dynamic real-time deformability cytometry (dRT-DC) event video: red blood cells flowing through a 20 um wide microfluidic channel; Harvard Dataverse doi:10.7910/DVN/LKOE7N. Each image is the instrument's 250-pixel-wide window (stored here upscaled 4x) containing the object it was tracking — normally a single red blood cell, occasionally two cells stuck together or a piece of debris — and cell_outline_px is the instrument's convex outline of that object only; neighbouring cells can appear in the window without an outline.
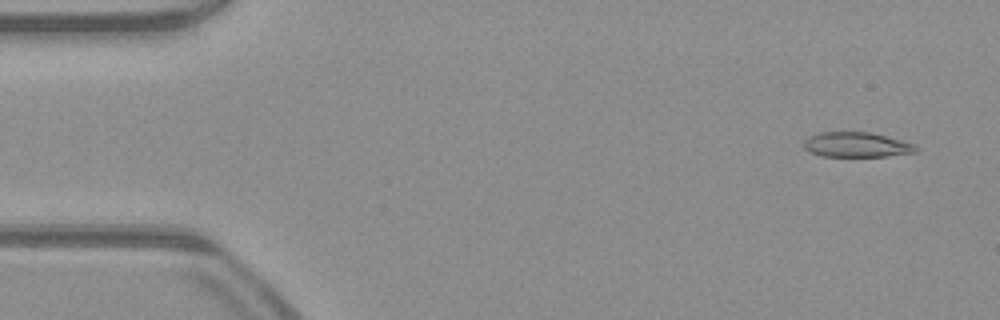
{"species": "common noctule bat (a hibernating species)", "species_latin": "Nyctalus noctula", "temperature_condition": "warm", "stored_images_in_passage": 47, "camera_frame_rate_fps": 3000, "um_per_image_px": 0.085, "animal": {"sex": "male", "body_mass_g": 23.1, "forearm_length_mm": 52.7}, "frame": {"image": 1, "passage_image": 3, "time_ms": 0.667, "image_size_px": [1000, 320], "cell_outline_px": [[920, 148], [916, 152], [888, 156], [824, 156], [812, 152], [804, 148], [804, 140], [808, 136], [820, 132], [872, 132], [916, 144]], "centroid_in_image_um": [72.85, 12.29], "position_along_channel_um": 12.1, "area_um2": 16.36}}
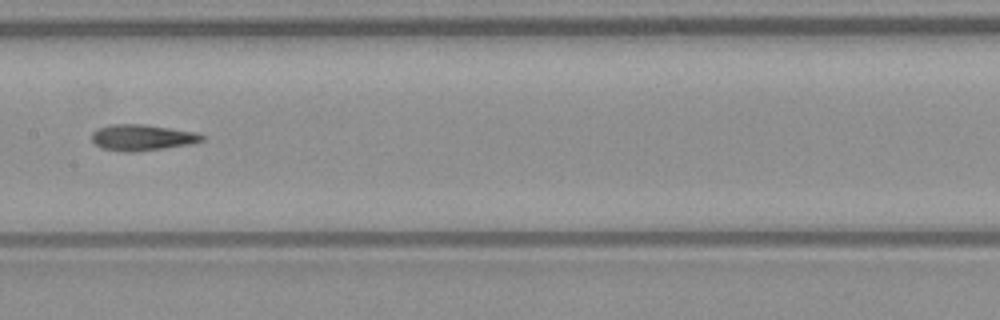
{"frame": {"image": 2, "passage_image": 25, "time_ms": 8.0, "image_size_px": [1000, 320], "cell_outline_px": [[208, 136], [204, 140], [192, 144], [136, 152], [124, 152], [104, 148], [96, 144], [92, 140], [92, 132], [100, 128], [112, 124], [144, 124], [196, 132]], "centroid_in_image_um": [12.15, 11.69], "position_along_channel_um": 195.3, "area_um2": 16.76}}
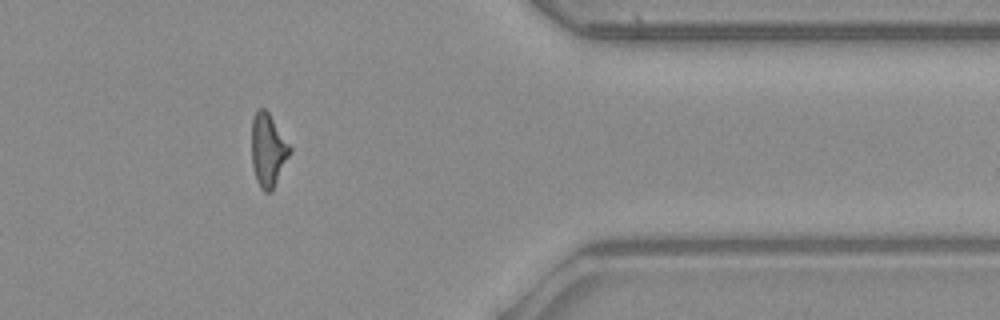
{"frame": {"image": 3, "passage_image": 41, "time_ms": 13.333, "image_size_px": [1000, 320], "cell_outline_px": [[292, 152], [272, 192], [264, 192], [260, 188], [256, 180], [252, 168], [252, 120], [256, 112], [260, 108], [264, 108], [268, 112], [292, 148]], "centroid_in_image_um": [22.8, 12.81], "position_along_channel_um": 388.6, "area_um2": 16.42}}